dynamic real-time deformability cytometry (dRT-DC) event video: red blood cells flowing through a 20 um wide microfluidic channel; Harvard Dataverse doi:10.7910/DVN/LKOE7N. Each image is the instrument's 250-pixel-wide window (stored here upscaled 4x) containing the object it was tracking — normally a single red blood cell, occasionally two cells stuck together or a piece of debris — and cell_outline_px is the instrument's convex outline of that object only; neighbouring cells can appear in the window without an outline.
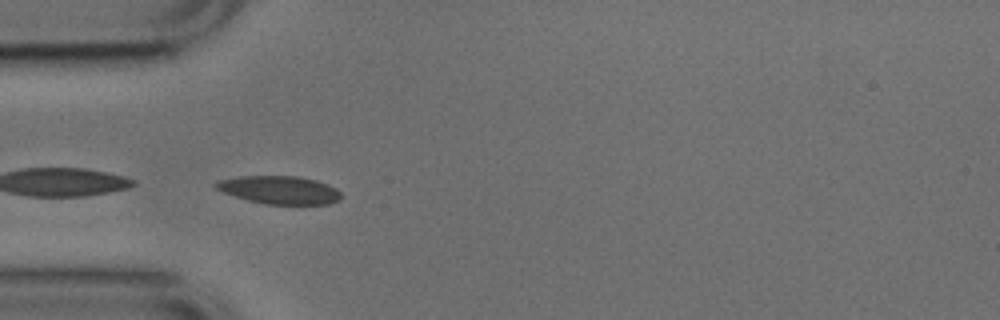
{"species": "common noctule bat (a hibernating species)", "species_latin": "Nyctalus noctula", "temperature_condition": "cold", "stored_images_in_passage": 42, "camera_frame_rate_fps": 3000, "um_per_image_px": 0.085, "animal": {"sex": "male", "body_mass_g": 17.9, "forearm_length_mm": 54.2}, "frame": {"image": 1, "passage_image": 15, "time_ms": 4.667, "image_size_px": [1000, 320], "cell_outline_px": [[340, 200], [328, 204], [264, 204], [248, 200], [224, 192], [216, 188], [212, 184], [220, 180], [240, 176], [296, 176], [316, 180], [328, 184], [336, 188], [340, 192]], "centroid_in_image_um": [23.77, 16.14], "position_along_channel_um": 61.2, "area_um2": 20.35}}
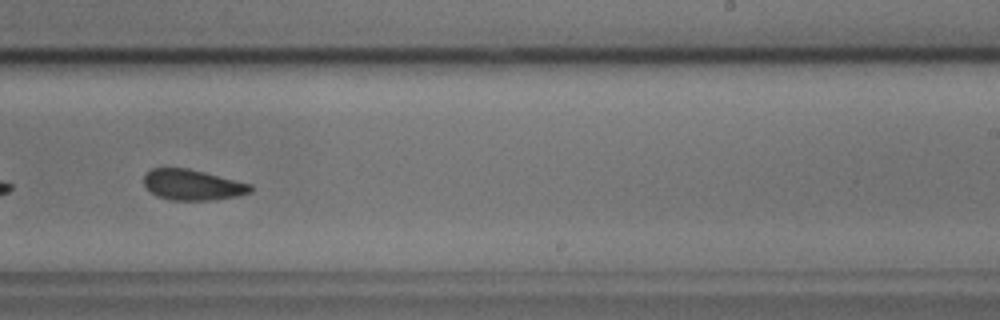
{"frame": {"image": 2, "passage_image": 32, "time_ms": 10.333, "image_size_px": [1000, 320], "cell_outline_px": [[252, 192], [236, 196], [212, 200], [172, 200], [156, 196], [144, 184], [144, 176], [152, 168], [188, 168], [252, 184]], "centroid_in_image_um": [16.38, 15.71], "position_along_channel_um": 272.6, "area_um2": 18.9}, "authors_computed_cell_mechanics": {"area_um2": 20.2878, "velocity_mm_per_s": 3.7502, "shape_relaxation_time_tau1_ms": 4.5589, "shape_relaxation_time_tau2_ms": 3.0061, "deformation_change_tau1": 0.0829, "deformation_change_tau2": 0.0787}}